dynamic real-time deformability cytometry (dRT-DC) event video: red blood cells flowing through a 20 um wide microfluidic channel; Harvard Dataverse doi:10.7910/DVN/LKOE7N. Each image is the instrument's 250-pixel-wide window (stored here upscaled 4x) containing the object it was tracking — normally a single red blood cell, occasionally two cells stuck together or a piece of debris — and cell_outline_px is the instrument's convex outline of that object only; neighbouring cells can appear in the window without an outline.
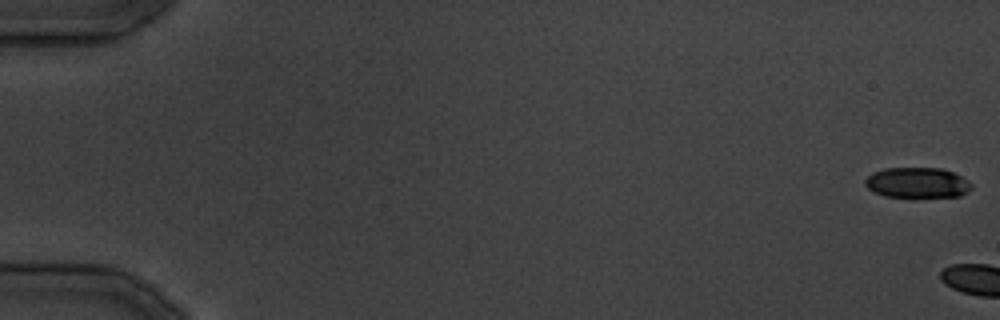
{"species": "common noctule bat (a hibernating species)", "species_latin": "Nyctalus noctula", "temperature_condition": "cold", "stored_images_in_passage": 3, "camera_frame_rate_fps": 3000, "um_per_image_px": 0.085, "animal": {"sex": "male", "body_mass_g": 19.5, "forearm_length_mm": 54.6}, "frame": {"image": 1, "passage_image": 1, "time_ms": 0.0, "image_size_px": [1000, 320], "cell_outline_px": [[972, 188], [968, 192], [960, 196], [916, 200], [884, 196], [868, 188], [864, 184], [864, 180], [872, 172], [884, 168], [944, 168], [968, 180], [972, 184]], "centroid_in_image_um": [77.98, 15.58], "position_along_channel_um": 7.0, "area_um2": 19.83}}